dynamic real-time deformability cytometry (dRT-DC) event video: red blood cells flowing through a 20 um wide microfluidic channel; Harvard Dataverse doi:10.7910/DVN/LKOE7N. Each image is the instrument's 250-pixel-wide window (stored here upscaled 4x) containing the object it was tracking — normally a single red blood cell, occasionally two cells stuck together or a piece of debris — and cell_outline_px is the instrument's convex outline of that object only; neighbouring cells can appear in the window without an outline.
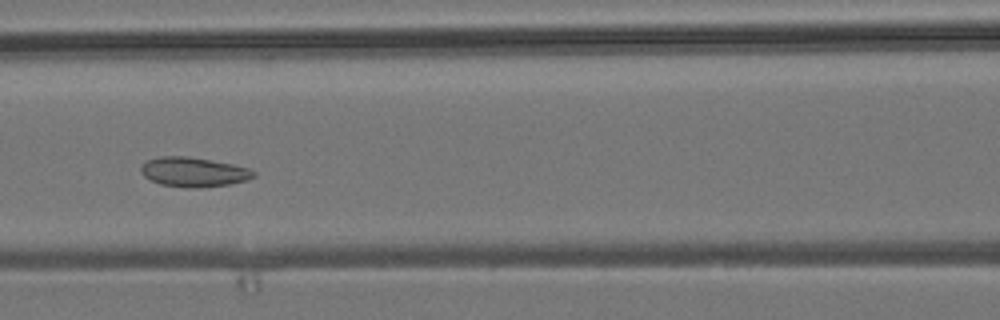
{"species": "common noctule bat (a hibernating species)", "species_latin": "Nyctalus noctula", "temperature_condition": "room temperature", "stored_images_in_passage": 9, "camera_frame_rate_fps": 3000, "um_per_image_px": 0.085, "animal": {"sex": "male", "body_mass_g": 19.2, "forearm_length_mm": 51.8}, "frame": {"image": 1, "passage_image": 7, "time_ms": 7.0, "image_size_px": [1000, 320], "cell_outline_px": [[256, 176], [244, 180], [228, 184], [200, 188], [188, 188], [160, 184], [144, 176], [140, 172], [140, 168], [148, 160], [160, 156], [188, 156], [232, 164], [248, 168], [256, 172]], "centroid_in_image_um": [16.45, 14.62], "position_along_channel_um": 150.2, "area_um2": 19.25}}
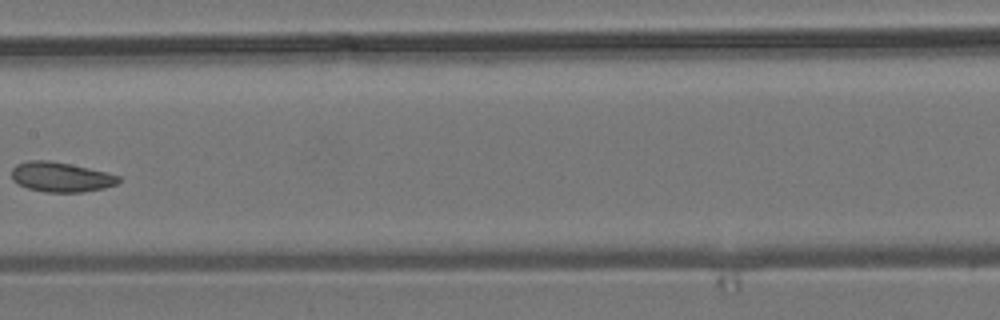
{"frame": {"image": 2, "passage_image": 8, "time_ms": 8.333, "image_size_px": [1000, 320], "cell_outline_px": [[120, 180], [116, 184], [104, 188], [84, 192], [44, 192], [28, 188], [12, 180], [12, 168], [16, 164], [28, 160], [48, 160], [88, 168], [120, 176]], "centroid_in_image_um": [5.15, 15.05], "position_along_channel_um": 202.2, "area_um2": 18.44}}
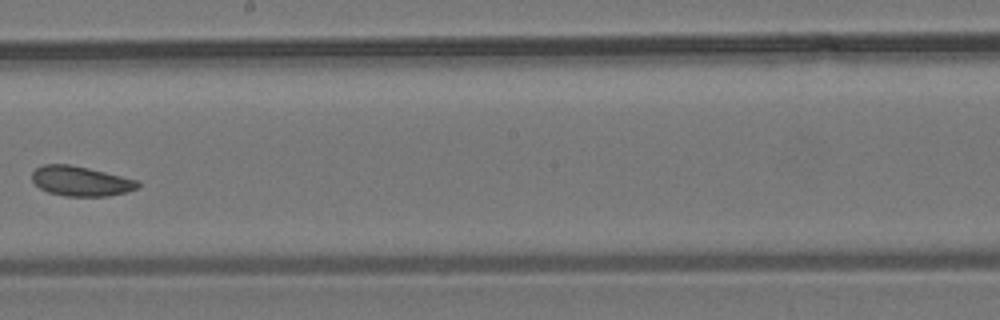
{"frame": {"image": 3, "passage_image": 9, "time_ms": 9.333, "image_size_px": [1000, 320], "cell_outline_px": [[140, 184], [136, 188], [124, 192], [108, 196], [64, 196], [48, 192], [40, 188], [32, 180], [32, 172], [36, 168], [44, 164], [68, 164], [88, 168], [136, 180]], "centroid_in_image_um": [6.81, 15.39], "position_along_channel_um": 241.4, "area_um2": 18.09}}